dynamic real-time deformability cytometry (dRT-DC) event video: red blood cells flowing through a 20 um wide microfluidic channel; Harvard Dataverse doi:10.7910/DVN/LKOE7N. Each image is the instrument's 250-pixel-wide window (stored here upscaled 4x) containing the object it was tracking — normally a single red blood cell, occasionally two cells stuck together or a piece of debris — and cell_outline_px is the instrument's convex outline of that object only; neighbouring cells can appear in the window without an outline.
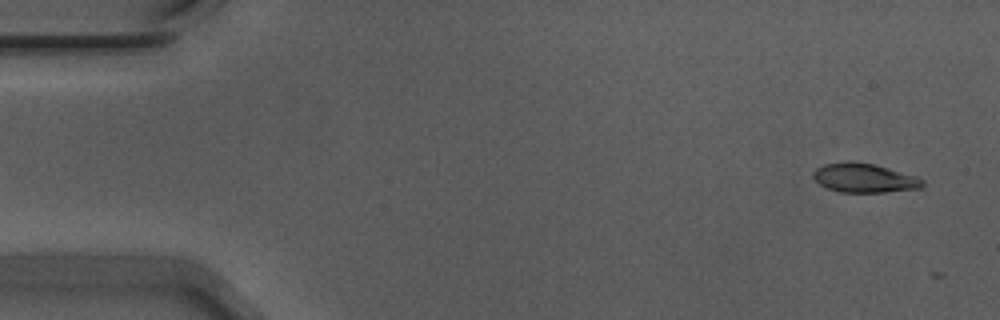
{"species": "Egyptian fruit bat (a non-hibernating species)", "species_latin": "Rousettus aegyptiacus", "temperature_condition": "warm", "stored_images_in_passage": 7, "camera_frame_rate_fps": 3000, "um_per_image_px": 0.085, "animal": {"sex": "male"}, "frame": {"image": 1, "passage_image": 1, "time_ms": 0.0, "image_size_px": [1000, 320], "cell_outline_px": [[924, 184], [920, 188], [884, 192], [840, 192], [828, 188], [820, 184], [812, 176], [812, 172], [816, 168], [824, 164], [876, 164], [916, 176], [924, 180]], "centroid_in_image_um": [73.5, 15.16], "position_along_channel_um": 11.5, "area_um2": 17.92}}